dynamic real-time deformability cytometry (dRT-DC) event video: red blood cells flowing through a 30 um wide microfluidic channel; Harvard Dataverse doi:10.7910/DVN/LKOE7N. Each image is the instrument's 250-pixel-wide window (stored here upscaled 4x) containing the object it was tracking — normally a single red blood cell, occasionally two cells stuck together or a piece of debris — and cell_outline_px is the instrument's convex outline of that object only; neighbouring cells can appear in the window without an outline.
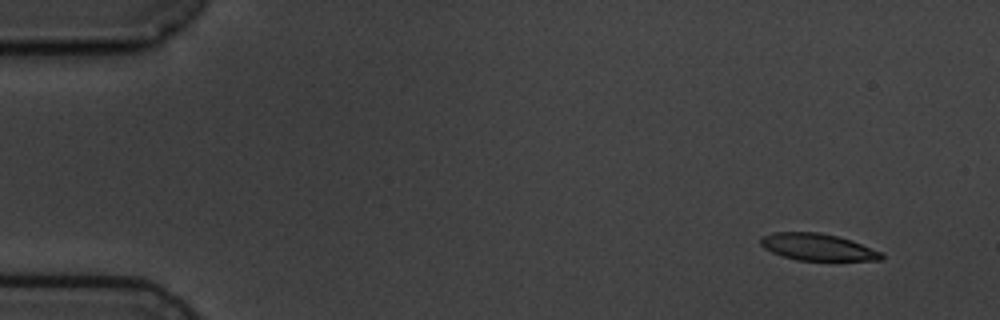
{"species": "common noctule bat (a hibernating species)", "species_latin": "Nyctalus noctula", "temperature_condition": "cold", "stored_images_in_passage": 4, "camera_frame_rate_fps": 3000, "um_per_image_px": 0.085, "animal": {"sex": "male", "body_mass_g": 19.5, "forearm_length_mm": 54.6}, "frame": {"image": 1, "passage_image": 1, "time_ms": 0.0, "image_size_px": [1000, 320], "cell_outline_px": [[884, 256], [880, 260], [796, 260], [772, 252], [764, 248], [760, 244], [760, 236], [772, 232], [820, 232], [852, 240], [880, 252]], "centroid_in_image_um": [69.44, 20.99], "position_along_channel_um": 15.6, "area_um2": 18.79}}